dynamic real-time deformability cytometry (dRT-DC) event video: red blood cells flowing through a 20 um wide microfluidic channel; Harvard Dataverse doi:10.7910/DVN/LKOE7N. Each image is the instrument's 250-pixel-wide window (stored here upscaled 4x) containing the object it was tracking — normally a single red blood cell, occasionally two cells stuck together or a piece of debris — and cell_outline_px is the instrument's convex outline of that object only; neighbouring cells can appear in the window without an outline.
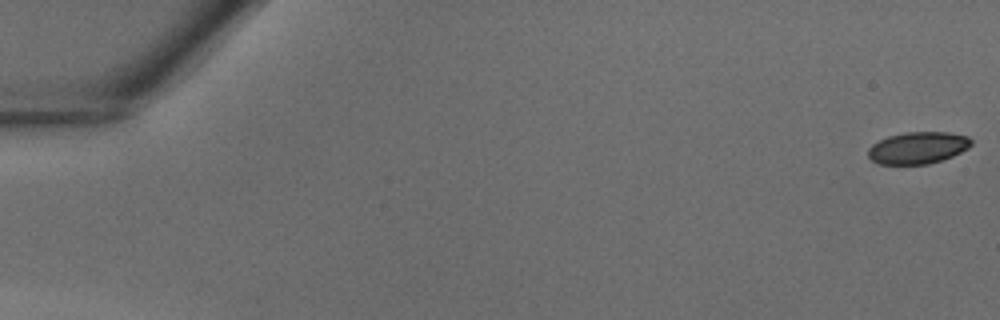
{"species": "common noctule bat (a hibernating species)", "species_latin": "Nyctalus noctula", "temperature_condition": "warm", "stored_images_in_passage": 41, "camera_frame_rate_fps": 3000, "um_per_image_px": 0.085, "animal": {"sex": "male", "body_mass_g": 18.8}, "frame": {"image": 1, "passage_image": 1, "time_ms": 0.0, "image_size_px": [1000, 320], "cell_outline_px": [[972, 144], [968, 148], [952, 156], [928, 164], [880, 164], [872, 160], [868, 156], [868, 148], [872, 144], [888, 136], [904, 132], [948, 132], [968, 136], [972, 140]], "centroid_in_image_um": [78.02, 12.55], "position_along_channel_um": 7.0, "area_um2": 19.13}}
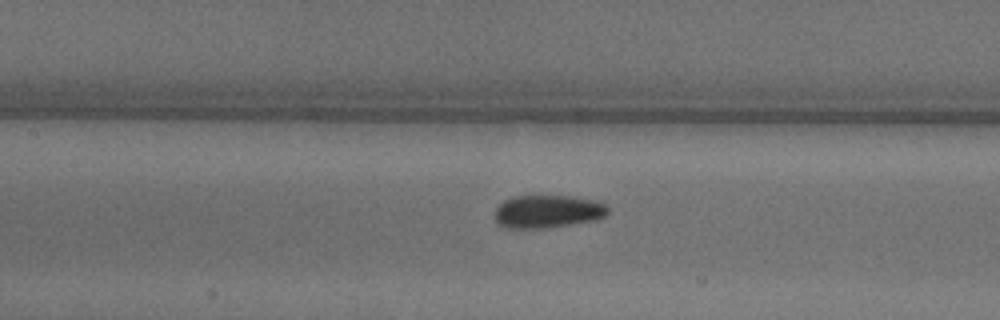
{"frame": {"image": 2, "passage_image": 20, "time_ms": 6.333, "image_size_px": [1000, 320], "cell_outline_px": [[608, 212], [604, 216], [596, 220], [544, 228], [504, 228], [496, 220], [496, 208], [504, 200], [512, 196], [572, 196], [592, 200], [604, 204], [608, 208]], "centroid_in_image_um": [46.53, 17.97], "position_along_channel_um": 160.9, "area_um2": 21.5}}
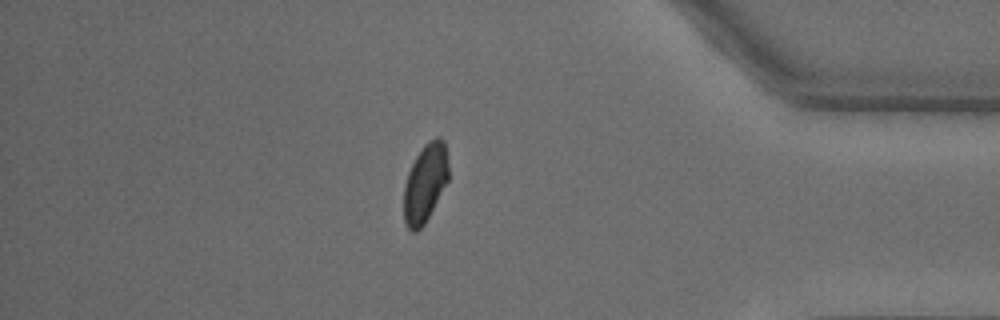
{"frame": {"image": 3, "passage_image": 36, "time_ms": 11.667, "image_size_px": [1000, 320], "cell_outline_px": [[448, 180], [424, 224], [416, 232], [412, 232], [408, 228], [404, 220], [404, 184], [408, 172], [416, 156], [424, 144], [428, 140], [436, 136], [440, 136], [444, 140], [448, 164]], "centroid_in_image_um": [36.13, 15.53], "position_along_channel_um": 399.1, "area_um2": 20.35}}